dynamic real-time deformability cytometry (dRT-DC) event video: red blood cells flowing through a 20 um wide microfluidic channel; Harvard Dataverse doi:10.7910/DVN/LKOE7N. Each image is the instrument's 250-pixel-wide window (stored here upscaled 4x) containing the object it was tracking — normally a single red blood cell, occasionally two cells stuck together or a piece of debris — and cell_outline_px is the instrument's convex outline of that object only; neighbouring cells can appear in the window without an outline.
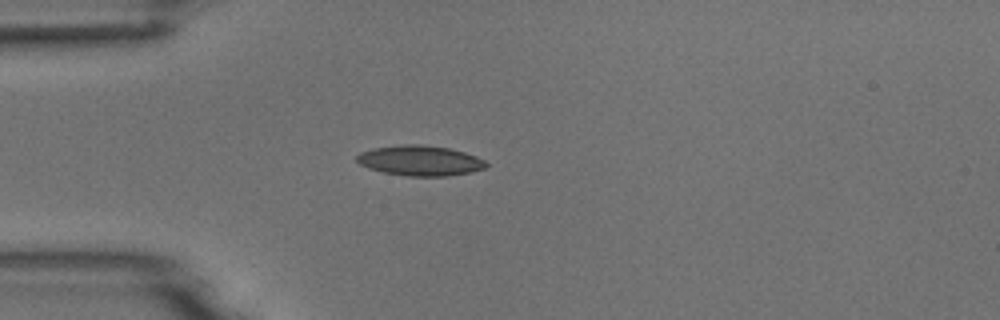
{"species": "common noctule bat (a hibernating species)", "species_latin": "Nyctalus noctula", "temperature_condition": "room temperature", "stored_images_in_passage": 1, "camera_frame_rate_fps": 3000, "um_per_image_px": 0.085, "animal": {"sex": "male", "body_mass_g": 18.8}, "frame": {"image": 1, "passage_image": 1, "time_ms": 0.0, "image_size_px": [1000, 320], "cell_outline_px": [[488, 164], [484, 168], [472, 172], [448, 176], [408, 176], [384, 172], [368, 168], [360, 164], [356, 160], [356, 156], [360, 152], [372, 148], [404, 144], [420, 144], [448, 148], [464, 152], [476, 156], [484, 160]], "centroid_in_image_um": [35.69, 13.65], "position_along_channel_um": 49.3, "area_um2": 22.77}}